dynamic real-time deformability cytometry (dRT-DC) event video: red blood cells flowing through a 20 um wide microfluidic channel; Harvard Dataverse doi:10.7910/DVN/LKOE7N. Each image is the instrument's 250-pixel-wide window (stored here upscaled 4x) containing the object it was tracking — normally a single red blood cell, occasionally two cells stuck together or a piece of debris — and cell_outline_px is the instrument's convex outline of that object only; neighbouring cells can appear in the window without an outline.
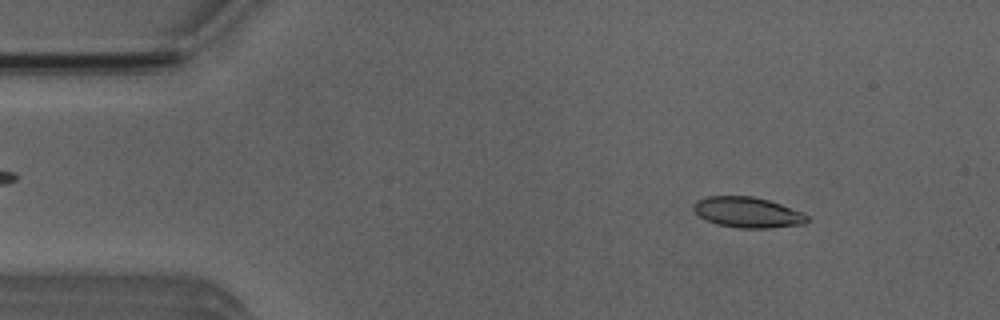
{"species": "Egyptian fruit bat (a non-hibernating species)", "species_latin": "Rousettus aegyptiacus", "temperature_condition": "room temperature", "stored_images_in_passage": 4, "camera_frame_rate_fps": 3000, "um_per_image_px": 0.085, "animal": {"sex": "male"}, "frame": {"image": 1, "passage_image": 1, "time_ms": 0.0, "image_size_px": [1000, 320], "cell_outline_px": [[808, 220], [804, 224], [768, 228], [736, 228], [716, 224], [700, 216], [692, 208], [692, 204], [696, 200], [708, 196], [752, 196], [768, 200], [804, 212], [808, 216]], "centroid_in_image_um": [63.54, 18.05], "position_along_channel_um": 21.5, "area_um2": 20.29}}